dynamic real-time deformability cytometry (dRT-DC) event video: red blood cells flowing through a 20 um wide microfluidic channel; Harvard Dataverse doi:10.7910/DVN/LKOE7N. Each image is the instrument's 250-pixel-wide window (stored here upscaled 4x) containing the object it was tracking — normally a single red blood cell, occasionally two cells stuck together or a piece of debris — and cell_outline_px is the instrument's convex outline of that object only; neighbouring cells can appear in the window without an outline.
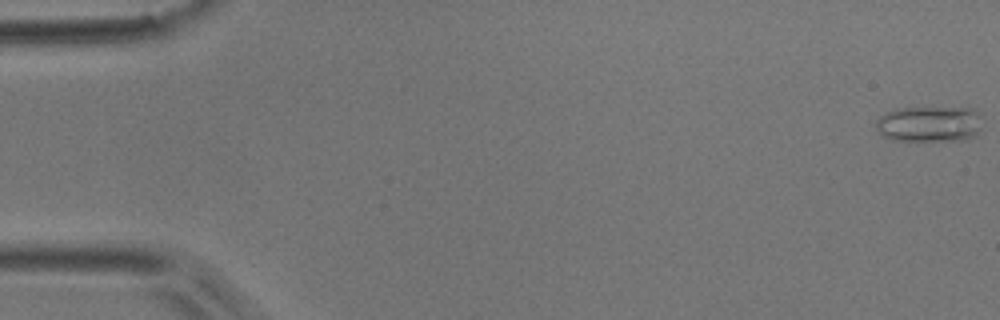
{"species": "common noctule bat (a hibernating species)", "species_latin": "Nyctalus noctula", "temperature_condition": "room temperature", "stored_images_in_passage": 52, "camera_frame_rate_fps": 3000, "um_per_image_px": 0.085, "animal": {"sex": "male", "body_mass_g": 17.9}, "frame": {"image": 1, "passage_image": 1, "time_ms": 0.0, "image_size_px": [1000, 320], "cell_outline_px": [[980, 128], [976, 136], [968, 140], [892, 140], [884, 136], [876, 128], [876, 120], [880, 116], [896, 108], [972, 108], [976, 112]], "centroid_in_image_um": [78.97, 10.55], "position_along_channel_um": 6.0, "area_um2": 21.96}}
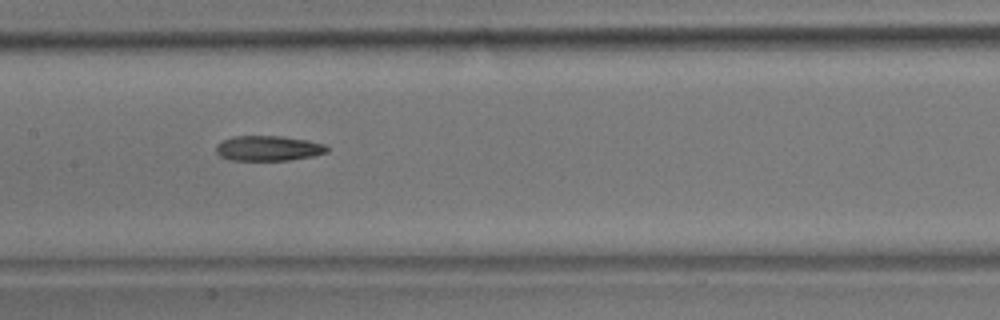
{"frame": {"image": 2, "passage_image": 26, "time_ms": 8.333, "image_size_px": [1000, 320], "cell_outline_px": [[328, 152], [312, 156], [288, 160], [228, 160], [220, 156], [216, 152], [216, 144], [232, 136], [280, 136], [308, 140], [324, 144], [328, 148]], "centroid_in_image_um": [22.78, 12.6], "position_along_channel_um": 184.6, "area_um2": 16.24}}
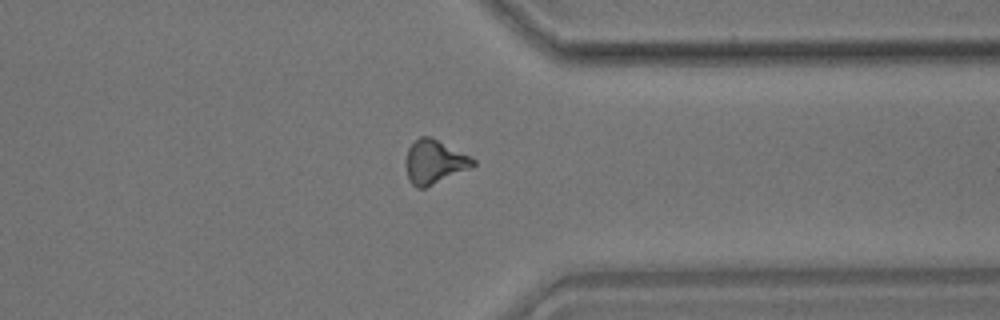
{"frame": {"image": 3, "passage_image": 41, "time_ms": 13.333, "image_size_px": [1000, 320], "cell_outline_px": [[476, 164], [468, 168], [424, 188], [416, 188], [408, 180], [408, 148], [420, 136], [428, 136], [472, 156], [476, 160]], "centroid_in_image_um": [36.95, 13.75], "position_along_channel_um": 374.5, "area_um2": 16.53}}